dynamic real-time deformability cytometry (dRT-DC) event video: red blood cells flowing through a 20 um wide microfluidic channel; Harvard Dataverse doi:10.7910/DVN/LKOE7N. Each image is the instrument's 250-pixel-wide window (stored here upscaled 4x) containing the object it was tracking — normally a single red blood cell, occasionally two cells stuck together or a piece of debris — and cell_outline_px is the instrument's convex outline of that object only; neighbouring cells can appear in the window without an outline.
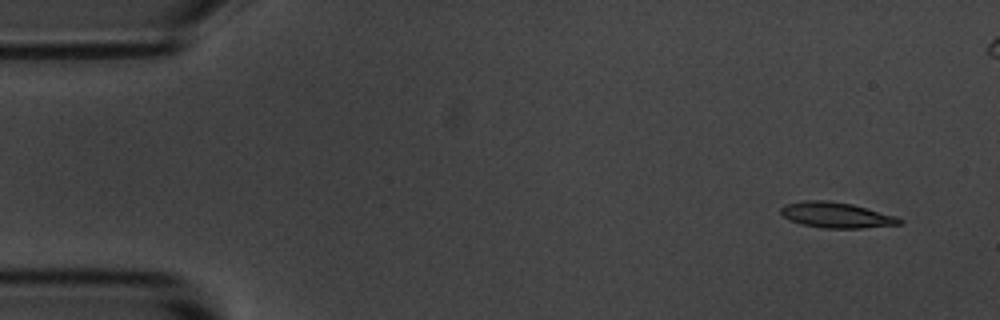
{"species": "common noctule bat (a hibernating species)", "species_latin": "Nyctalus noctula", "temperature_condition": "room temperature", "stored_images_in_passage": 5, "camera_frame_rate_fps": 3000, "um_per_image_px": 0.085, "animal": {"sex": "male", "body_mass_g": 20.1, "forearm_length_mm": 53.5}, "frame": {"image": 1, "passage_image": 1, "time_ms": 0.0, "image_size_px": [1000, 320], "cell_outline_px": [[904, 224], [860, 228], [820, 228], [800, 224], [788, 220], [780, 212], [780, 208], [788, 204], [804, 200], [828, 200], [852, 204], [896, 216], [904, 220]], "centroid_in_image_um": [71.1, 18.29], "position_along_channel_um": 13.9, "area_um2": 17.8}}